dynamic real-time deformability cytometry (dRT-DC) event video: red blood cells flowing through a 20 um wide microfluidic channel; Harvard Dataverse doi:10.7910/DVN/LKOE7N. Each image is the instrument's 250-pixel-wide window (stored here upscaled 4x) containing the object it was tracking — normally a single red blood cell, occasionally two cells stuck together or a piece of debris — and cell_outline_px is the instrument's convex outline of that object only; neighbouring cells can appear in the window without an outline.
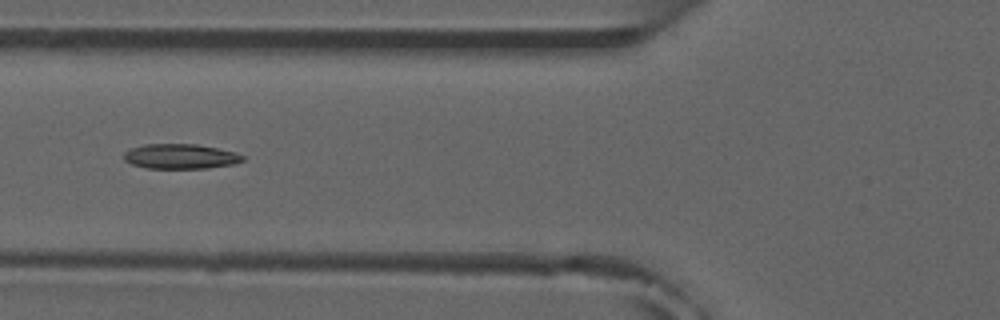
{"species": "common noctule bat (a hibernating species)", "species_latin": "Nyctalus noctula", "temperature_condition": "room temperature", "stored_images_in_passage": 8, "camera_frame_rate_fps": 3000, "um_per_image_px": 0.085, "animal": {"sex": "male", "forearm_length_mm": 52.5}, "frame": {"image": 1, "passage_image": 5, "time_ms": 4.667, "image_size_px": [1000, 320], "cell_outline_px": [[244, 160], [232, 164], [208, 168], [144, 168], [132, 164], [124, 160], [124, 152], [132, 148], [144, 144], [196, 144], [236, 152], [244, 156]], "centroid_in_image_um": [15.32, 13.29], "position_along_channel_um": 110.5, "area_um2": 17.17}}
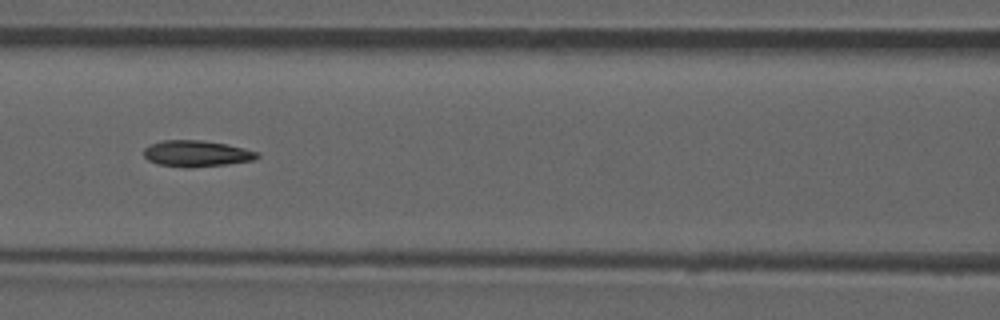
{"frame": {"image": 2, "passage_image": 6, "time_ms": 5.667, "image_size_px": [1000, 320], "cell_outline_px": [[260, 156], [256, 160], [228, 164], [192, 168], [184, 168], [156, 164], [148, 160], [144, 156], [144, 148], [160, 140], [200, 140], [224, 144], [244, 148], [260, 152]], "centroid_in_image_um": [16.72, 13.07], "position_along_channel_um": 149.9, "area_um2": 17.57}}